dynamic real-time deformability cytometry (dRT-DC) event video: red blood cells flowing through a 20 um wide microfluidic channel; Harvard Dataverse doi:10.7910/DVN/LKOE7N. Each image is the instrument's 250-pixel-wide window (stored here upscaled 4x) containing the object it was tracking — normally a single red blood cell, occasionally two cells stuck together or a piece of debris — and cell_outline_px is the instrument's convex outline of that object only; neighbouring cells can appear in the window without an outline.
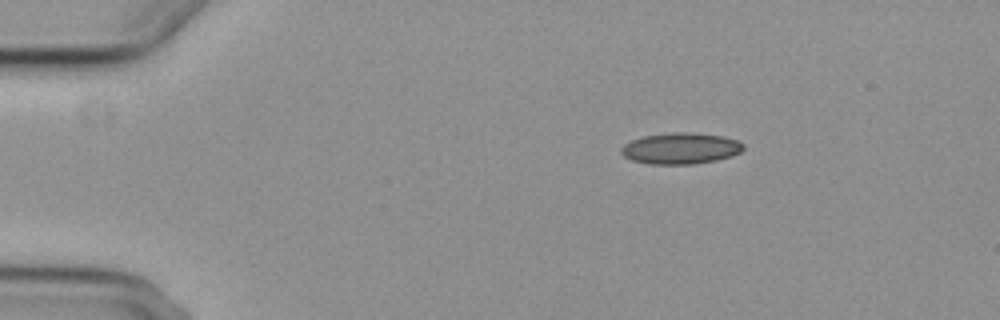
{"species": "common noctule bat (a hibernating species)", "species_latin": "Nyctalus noctula", "temperature_condition": "cold", "stored_images_in_passage": 2, "camera_frame_rate_fps": 3000, "um_per_image_px": 0.085, "animal": {"sex": "female", "body_mass_g": 29.2, "forearm_length_mm": 56.3}, "frame": {"image": 1, "passage_image": 2, "time_ms": 1.333, "image_size_px": [1000, 320], "cell_outline_px": [[744, 148], [740, 152], [732, 156], [716, 160], [692, 164], [648, 164], [632, 160], [624, 156], [620, 152], [620, 148], [624, 144], [632, 140], [644, 136], [676, 132], [684, 132], [724, 136], [736, 140], [744, 144]], "centroid_in_image_um": [57.85, 12.62], "position_along_channel_um": 27.2, "area_um2": 22.14}}